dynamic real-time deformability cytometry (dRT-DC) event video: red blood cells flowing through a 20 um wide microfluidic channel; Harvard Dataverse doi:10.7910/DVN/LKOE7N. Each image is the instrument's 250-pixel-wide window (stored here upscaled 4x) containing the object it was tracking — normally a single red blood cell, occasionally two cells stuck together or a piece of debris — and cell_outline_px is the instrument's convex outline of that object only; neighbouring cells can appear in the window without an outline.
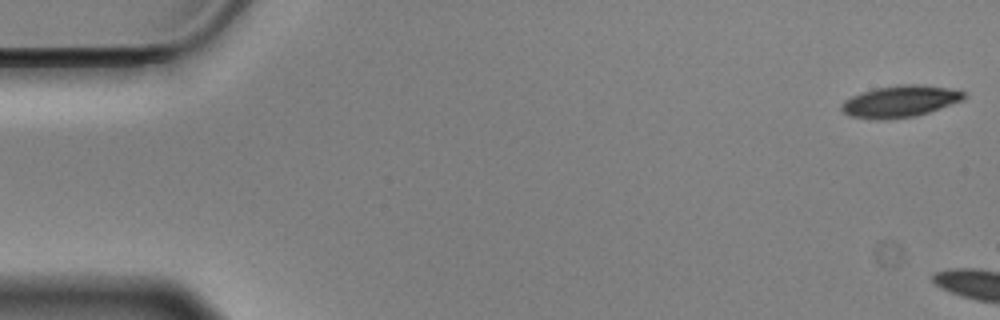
{"species": "Egyptian fruit bat (a non-hibernating species)", "species_latin": "Rousettus aegyptiacus", "temperature_condition": "cold", "stored_images_in_passage": 5, "camera_frame_rate_fps": 3000, "um_per_image_px": 0.085, "animal": {"sex": "male"}, "frame": {"image": 1, "passage_image": 1, "time_ms": 0.0, "image_size_px": [1000, 320], "cell_outline_px": [[968, 96], [964, 100], [916, 116], [888, 120], [872, 120], [848, 116], [840, 108], [840, 104], [844, 100], [860, 92], [876, 88], [904, 84], [916, 84], [944, 88], [964, 92]], "centroid_in_image_um": [76.45, 8.64], "position_along_channel_um": 8.5, "area_um2": 22.72}}